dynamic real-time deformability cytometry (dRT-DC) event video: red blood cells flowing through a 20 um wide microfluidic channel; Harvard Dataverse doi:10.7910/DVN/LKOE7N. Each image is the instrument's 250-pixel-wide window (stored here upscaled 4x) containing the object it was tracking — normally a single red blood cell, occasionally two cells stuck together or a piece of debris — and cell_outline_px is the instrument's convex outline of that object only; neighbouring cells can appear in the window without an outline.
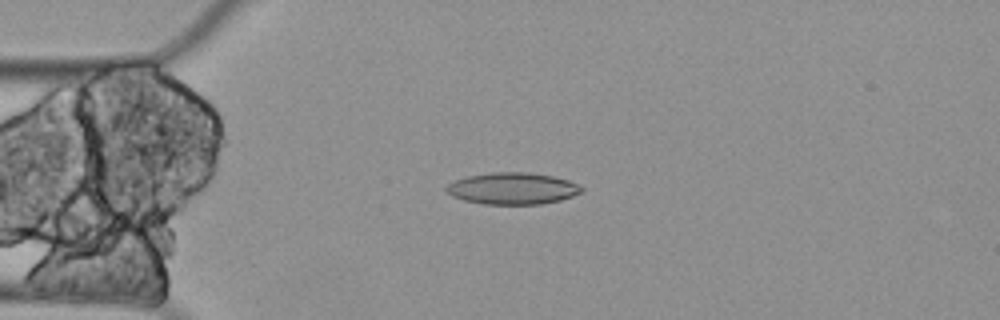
{"species": "Egyptian fruit bat (a non-hibernating species)", "species_latin": "Rousettus aegyptiacus", "temperature_condition": "cold", "stored_images_in_passage": 12, "camera_frame_rate_fps": 3000, "um_per_image_px": 0.085, "animal": {"sex": "female"}, "frame": {"image": 1, "passage_image": 1, "time_ms": 0.0, "image_size_px": [1000, 320], "cell_outline_px": [[584, 192], [560, 200], [540, 204], [484, 204], [464, 200], [452, 196], [444, 188], [448, 184], [456, 180], [468, 176], [492, 172], [528, 172], [552, 176], [568, 180], [584, 188]], "centroid_in_image_um": [43.58, 16.02], "position_along_channel_um": 41.4, "area_um2": 24.91}}
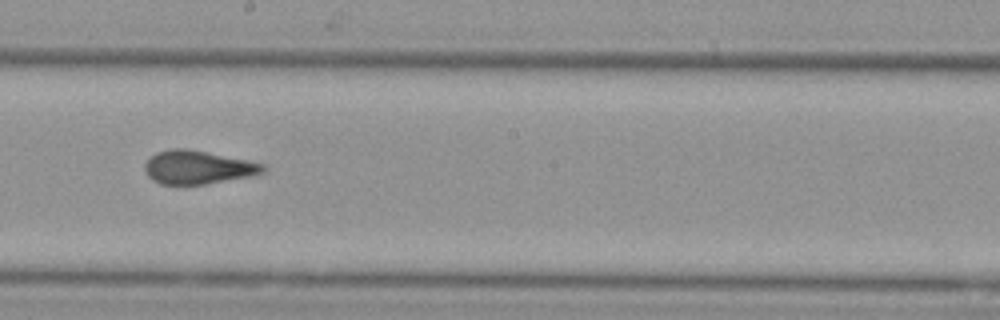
{"frame": {"image": 2, "passage_image": 6, "time_ms": 1.667, "image_size_px": [1000, 320], "cell_outline_px": [[268, 168], [264, 172], [256, 176], [204, 184], [160, 184], [152, 180], [144, 172], [144, 164], [156, 152], [172, 148], [188, 148], [248, 160], [264, 164]], "centroid_in_image_um": [16.85, 14.22], "position_along_channel_um": 231.4, "area_um2": 23.35}}
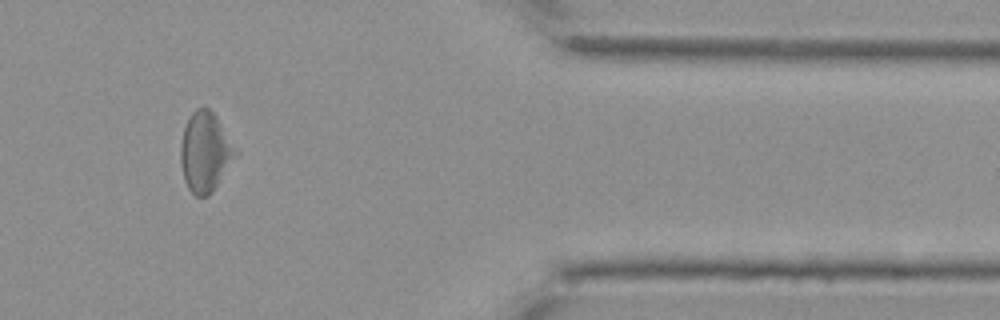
{"frame": {"image": 3, "passage_image": 10, "time_ms": 3.0, "image_size_px": [1000, 320], "cell_outline_px": [[240, 152], [212, 192], [208, 196], [196, 196], [188, 188], [184, 180], [180, 164], [180, 144], [184, 128], [192, 112], [196, 108], [208, 108], [216, 116]], "centroid_in_image_um": [17.46, 12.93], "position_along_channel_um": 393.9, "area_um2": 25.66}}